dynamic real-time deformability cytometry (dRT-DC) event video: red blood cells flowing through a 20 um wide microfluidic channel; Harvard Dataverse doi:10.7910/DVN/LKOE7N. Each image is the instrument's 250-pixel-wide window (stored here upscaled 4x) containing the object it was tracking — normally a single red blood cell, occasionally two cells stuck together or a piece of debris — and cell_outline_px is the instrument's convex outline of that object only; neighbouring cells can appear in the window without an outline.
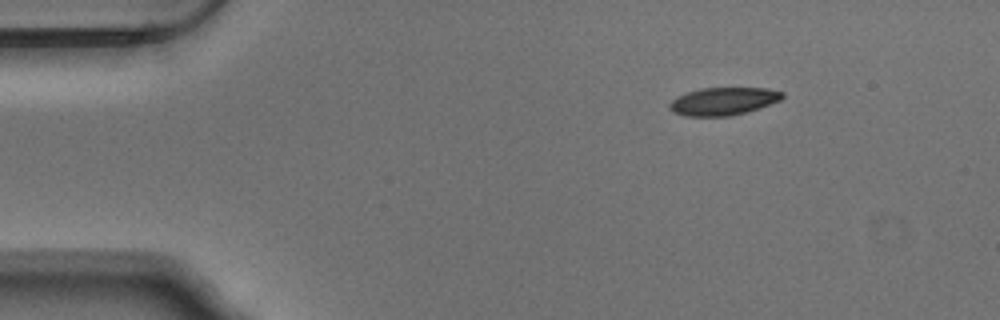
{"species": "Egyptian fruit bat (a non-hibernating species)", "species_latin": "Rousettus aegyptiacus", "temperature_condition": "warm", "stored_images_in_passage": 47, "camera_frame_rate_fps": 3000, "um_per_image_px": 0.085, "animal": {"sex": "male"}, "frame": {"image": 1, "passage_image": 1, "time_ms": 0.0, "image_size_px": [1000, 320], "cell_outline_px": [[784, 96], [780, 100], [760, 108], [732, 116], [684, 116], [672, 112], [668, 108], [668, 104], [676, 96], [700, 88], [768, 88], [784, 92]], "centroid_in_image_um": [61.46, 8.61], "position_along_channel_um": 23.5, "area_um2": 18.44}}
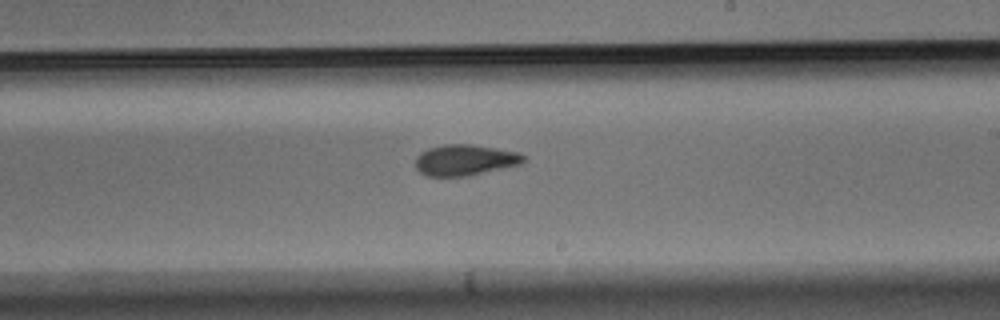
{"frame": {"image": 2, "passage_image": 25, "time_ms": 8.0, "image_size_px": [1000, 320], "cell_outline_px": [[528, 160], [524, 164], [468, 176], [428, 176], [420, 172], [416, 168], [416, 156], [420, 152], [428, 148], [444, 144], [472, 144], [520, 152], [528, 156]], "centroid_in_image_um": [39.6, 13.6], "position_along_channel_um": 249.4, "area_um2": 19.94}}
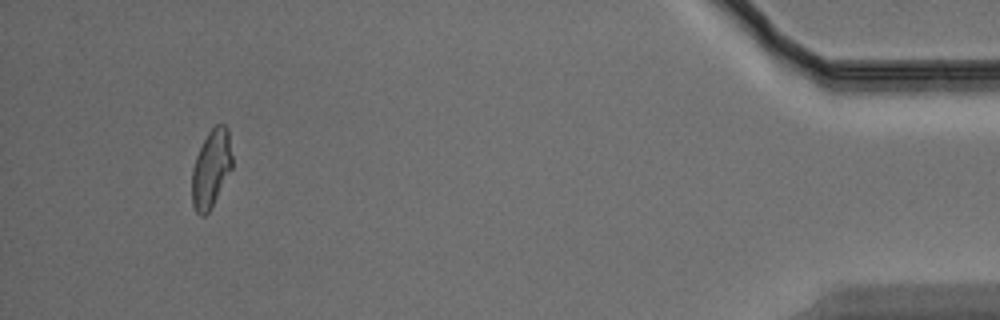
{"frame": {"image": 3, "passage_image": 44, "time_ms": 14.333, "image_size_px": [1000, 320], "cell_outline_px": [[232, 168], [208, 212], [204, 216], [200, 216], [196, 212], [192, 204], [192, 168], [196, 156], [208, 132], [216, 124], [224, 124], [228, 128], [232, 156]], "centroid_in_image_um": [17.94, 14.31], "position_along_channel_um": 417.3, "area_um2": 18.09}, "authors_computed_cell_mechanics": {"area_um2": 19.2474, "velocity_mm_per_s": 3.7496, "shape_relaxation_time_tau1_ms": 7.2288, "shape_relaxation_time_tau2_ms": 3.2251, "deformation_change_tau1": 0.1653, "deformation_change_tau2": 0.0892}}